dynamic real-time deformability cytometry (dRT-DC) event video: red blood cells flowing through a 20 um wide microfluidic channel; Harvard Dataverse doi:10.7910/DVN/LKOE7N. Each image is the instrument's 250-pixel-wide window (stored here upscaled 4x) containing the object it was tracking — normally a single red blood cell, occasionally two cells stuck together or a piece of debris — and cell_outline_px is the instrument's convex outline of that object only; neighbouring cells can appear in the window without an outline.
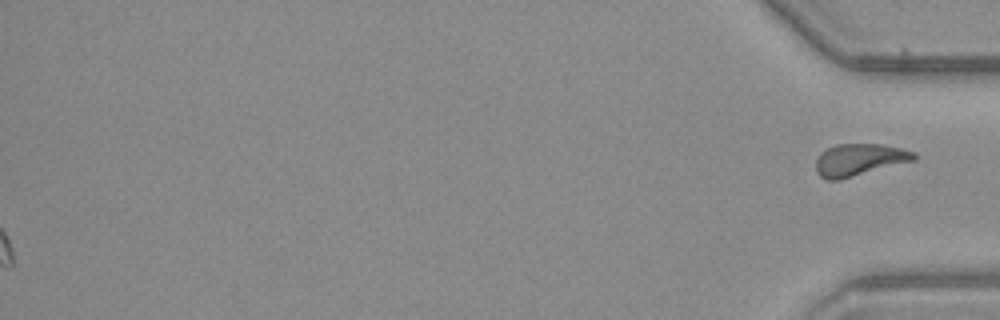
{"species": "common noctule bat (a hibernating species)", "species_latin": "Nyctalus noctula", "temperature_condition": "warm", "stored_images_in_passage": 54, "segment_of_instrument_passage": [2, 2], "camera_frame_rate_fps": 3000, "um_per_image_px": 0.085, "animal": {"sex": "male", "body_mass_g": 23.1, "forearm_length_mm": 52.7}, "frame": {"image": 1, "passage_image": 54, "time_ms": 17.667, "image_size_px": [1000, 320], "cell_outline_px": [[916, 160], [840, 180], [828, 180], [820, 176], [816, 172], [816, 160], [820, 152], [836, 144], [880, 144], [900, 148], [916, 152]], "centroid_in_image_um": [73.04, 13.58], "position_along_channel_um": 362.2, "area_um2": 18.44}}